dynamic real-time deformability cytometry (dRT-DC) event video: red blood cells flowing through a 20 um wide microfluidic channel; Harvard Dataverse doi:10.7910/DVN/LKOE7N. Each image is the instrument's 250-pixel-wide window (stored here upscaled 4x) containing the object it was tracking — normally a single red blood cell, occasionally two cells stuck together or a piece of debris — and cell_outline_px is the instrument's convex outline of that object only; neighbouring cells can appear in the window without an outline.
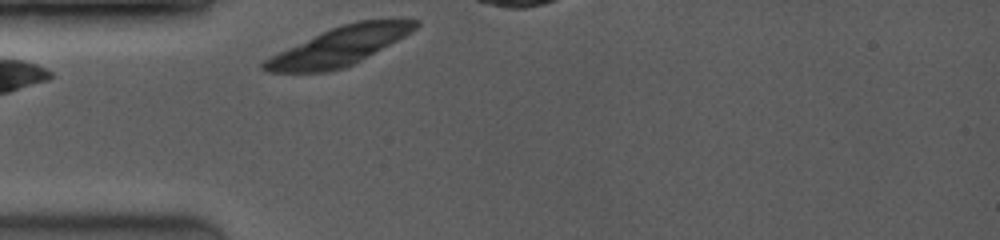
{"species": "common noctule bat (a hibernating species)", "species_latin": "Nyctalus noctula", "temperature_condition": "room temperature", "stored_images_in_passage": 1, "camera_frame_rate_fps": 3500, "um_per_image_px": 0.085, "animal": {"sex": "female", "body_mass_g": 19.0, "forearm_length_mm": 53.3}, "frame": {"image": 1, "passage_image": 1, "time_ms": 0.0, "image_size_px": [1000, 240], "cell_outline_px": [[420, 24], [412, 32], [360, 60], [344, 68], [324, 72], [268, 72], [260, 68], [260, 64], [264, 60], [288, 48], [332, 28], [356, 20], [396, 16], [420, 20]], "centroid_in_image_um": [28.97, 3.88], "position_along_channel_um": 56.0, "area_um2": 33.87}}